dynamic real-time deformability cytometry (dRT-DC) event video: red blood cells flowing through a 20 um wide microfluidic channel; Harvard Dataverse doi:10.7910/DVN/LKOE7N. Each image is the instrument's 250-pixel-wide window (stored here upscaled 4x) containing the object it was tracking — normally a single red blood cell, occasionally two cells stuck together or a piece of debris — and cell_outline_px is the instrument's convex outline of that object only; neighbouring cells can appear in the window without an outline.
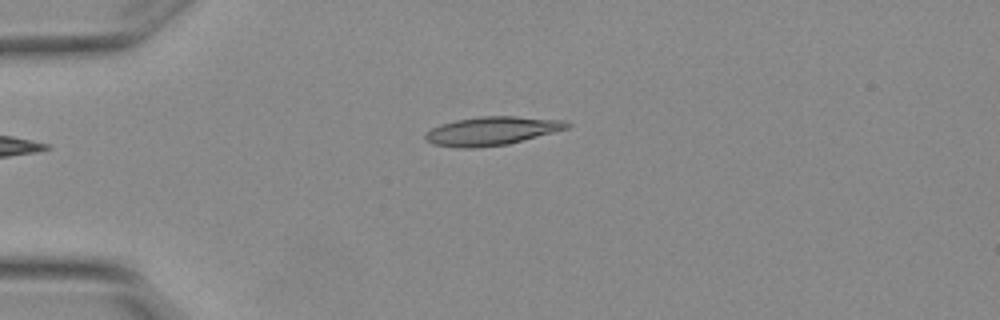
{"species": "Egyptian fruit bat (a non-hibernating species)", "species_latin": "Rousettus aegyptiacus", "temperature_condition": "warm", "stored_images_in_passage": 3, "camera_frame_rate_fps": 3000, "um_per_image_px": 0.085, "animal": {"sex": "female"}, "frame": {"image": 1, "passage_image": 3, "time_ms": 0.667, "image_size_px": [1000, 320], "cell_outline_px": [[572, 124], [568, 128], [508, 144], [472, 148], [464, 148], [432, 144], [424, 136], [424, 132], [440, 124], [456, 120], [480, 116], [516, 116], [564, 120]], "centroid_in_image_um": [41.79, 11.12], "position_along_channel_um": 43.2, "area_um2": 23.47}}